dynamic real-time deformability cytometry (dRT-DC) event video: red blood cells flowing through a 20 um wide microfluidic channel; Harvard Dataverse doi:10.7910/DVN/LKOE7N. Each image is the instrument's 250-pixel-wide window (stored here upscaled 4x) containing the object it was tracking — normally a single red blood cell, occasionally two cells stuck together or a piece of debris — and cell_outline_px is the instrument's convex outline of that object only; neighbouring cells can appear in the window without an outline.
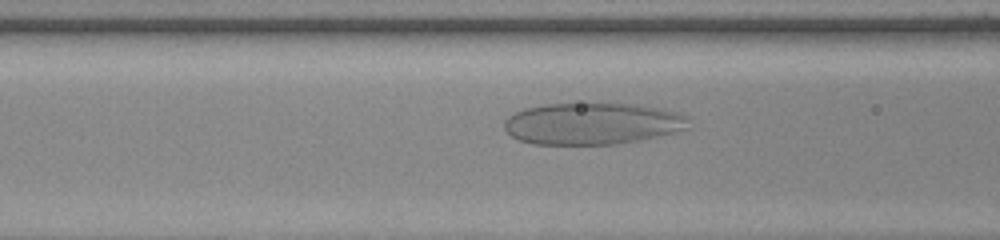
{"species": "human", "species_latin": "Homo sapiens", "temperature_condition": "warm", "stored_images_in_passage": 57, "camera_frame_rate_fps": 3000, "um_per_image_px": 0.085, "donor": {"sex": "female"}, "frame": {"image": 1, "passage_image": 25, "time_ms": 8.0, "image_size_px": [1000, 240], "cell_outline_px": [[688, 128], [640, 140], [620, 144], [532, 144], [520, 140], [512, 136], [504, 128], [504, 120], [508, 116], [524, 108], [548, 104], [640, 104], [676, 112], [684, 116]], "centroid_in_image_um": [50.29, 10.51], "position_along_channel_um": 116.3, "area_um2": 44.39}}
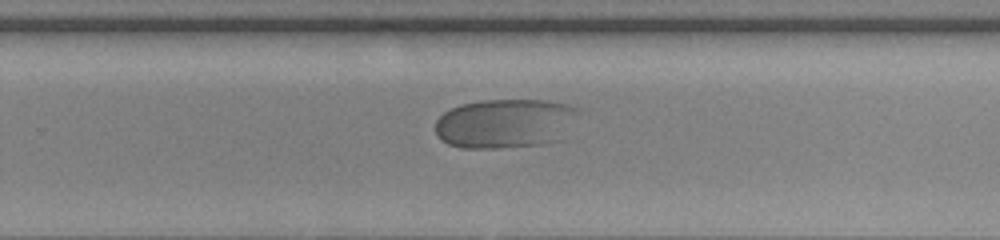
{"frame": {"image": 2, "passage_image": 39, "time_ms": 12.667, "image_size_px": [1000, 240], "cell_outline_px": [[580, 108], [548, 140], [540, 144], [496, 148], [460, 148], [448, 144], [440, 140], [436, 132], [436, 120], [444, 112], [460, 104], [484, 100], [544, 100], [564, 104]], "centroid_in_image_um": [42.69, 10.47], "position_along_channel_um": 287.1, "area_um2": 39.36}}
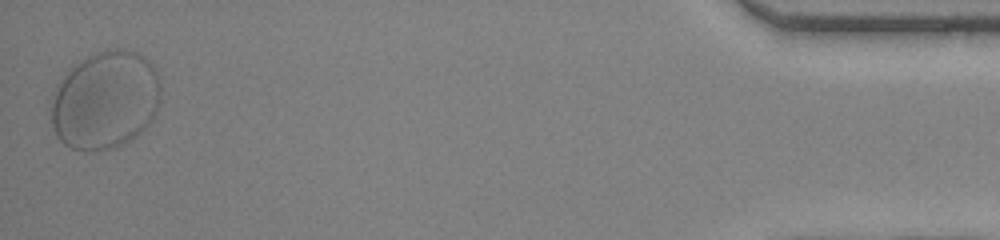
{"frame": {"image": 3, "passage_image": 57, "time_ms": 18.667, "image_size_px": [1000, 240], "cell_outline_px": [[160, 96], [156, 112], [152, 120], [132, 140], [124, 144], [112, 148], [88, 152], [72, 148], [64, 144], [56, 136], [52, 124], [52, 104], [56, 92], [60, 84], [68, 72], [72, 68], [88, 56], [104, 48], [120, 48], [136, 52], [144, 56], [152, 64], [156, 72], [160, 84]], "centroid_in_image_um": [8.99, 8.53], "position_along_channel_um": 426.2, "area_um2": 62.42}}